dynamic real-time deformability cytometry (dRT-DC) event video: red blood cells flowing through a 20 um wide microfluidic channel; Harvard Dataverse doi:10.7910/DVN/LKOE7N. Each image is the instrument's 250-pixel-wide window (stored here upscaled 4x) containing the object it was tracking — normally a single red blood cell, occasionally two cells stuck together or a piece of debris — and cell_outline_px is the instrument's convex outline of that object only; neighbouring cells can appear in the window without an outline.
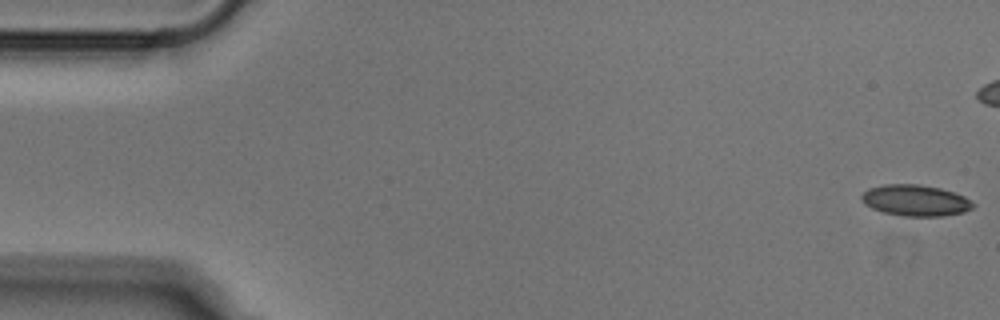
{"species": "Egyptian fruit bat (a non-hibernating species)", "species_latin": "Rousettus aegyptiacus", "temperature_condition": "cold", "stored_images_in_passage": 42, "camera_frame_rate_fps": 3000, "um_per_image_px": 0.085, "animal": {"sex": "male"}, "frame": {"image": 1, "passage_image": 1, "time_ms": 0.0, "image_size_px": [1000, 320], "cell_outline_px": [[976, 204], [972, 208], [964, 212], [944, 216], [904, 216], [884, 212], [872, 208], [864, 204], [860, 200], [860, 196], [868, 188], [884, 184], [916, 184], [940, 188], [964, 196]], "centroid_in_image_um": [77.79, 17.03], "position_along_channel_um": 7.2, "area_um2": 20.29}}
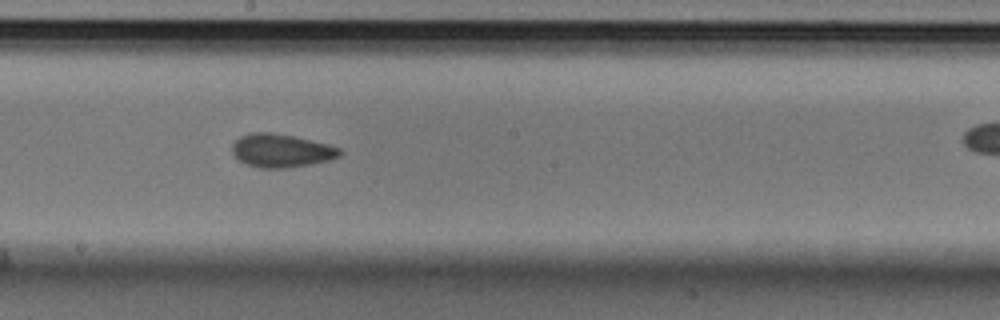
{"frame": {"image": 2, "passage_image": 28, "time_ms": 9.0, "image_size_px": [1000, 320], "cell_outline_px": [[344, 152], [340, 156], [328, 160], [312, 164], [284, 168], [260, 168], [244, 164], [232, 152], [232, 144], [240, 136], [252, 132], [272, 132], [292, 136], [328, 144], [340, 148]], "centroid_in_image_um": [23.91, 12.8], "position_along_channel_um": 224.3, "area_um2": 20.92}}
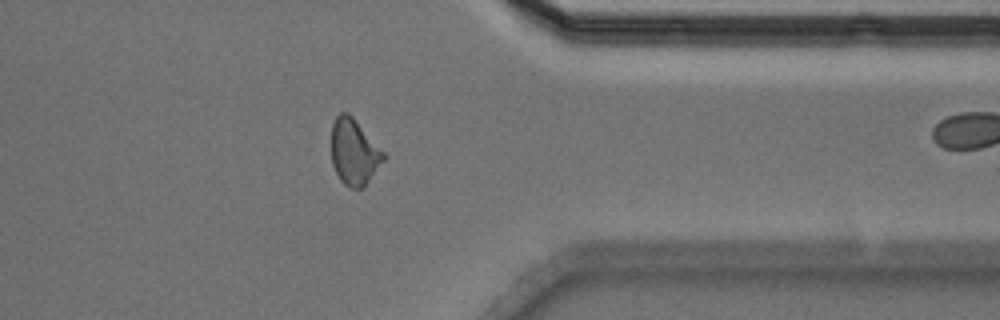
{"frame": {"image": 3, "passage_image": 41, "time_ms": 13.333, "image_size_px": [1000, 320], "cell_outline_px": [[388, 156], [364, 188], [352, 188], [344, 184], [340, 180], [332, 164], [332, 124], [336, 116], [340, 112], [348, 112], [352, 116]], "centroid_in_image_um": [30.12, 12.93], "position_along_channel_um": 381.3, "area_um2": 20.17}}